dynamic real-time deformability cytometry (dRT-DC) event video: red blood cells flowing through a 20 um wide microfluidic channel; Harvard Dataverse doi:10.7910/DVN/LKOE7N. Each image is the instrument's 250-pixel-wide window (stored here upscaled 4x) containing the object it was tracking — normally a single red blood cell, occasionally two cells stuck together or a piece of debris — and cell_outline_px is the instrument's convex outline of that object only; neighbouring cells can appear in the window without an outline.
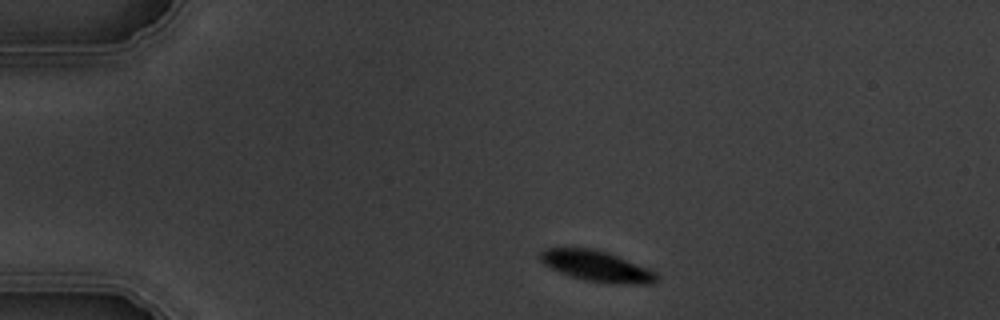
{"species": "common noctule bat (a hibernating species)", "species_latin": "Nyctalus noctula", "temperature_condition": "warm", "stored_images_in_passage": 3, "camera_frame_rate_fps": 3000, "um_per_image_px": 0.085, "animal": {"sex": "male", "body_mass_g": 19.5, "forearm_length_mm": 54.6}, "frame": {"image": 1, "passage_image": 1, "time_ms": 0.0, "image_size_px": [1000, 320], "cell_outline_px": [[660, 276], [652, 284], [608, 284], [584, 280], [560, 272], [544, 264], [540, 260], [540, 252], [544, 248], [592, 248], [608, 252], [648, 268], [656, 272]], "centroid_in_image_um": [50.75, 22.63], "position_along_channel_um": 34.2, "area_um2": 20.98}}